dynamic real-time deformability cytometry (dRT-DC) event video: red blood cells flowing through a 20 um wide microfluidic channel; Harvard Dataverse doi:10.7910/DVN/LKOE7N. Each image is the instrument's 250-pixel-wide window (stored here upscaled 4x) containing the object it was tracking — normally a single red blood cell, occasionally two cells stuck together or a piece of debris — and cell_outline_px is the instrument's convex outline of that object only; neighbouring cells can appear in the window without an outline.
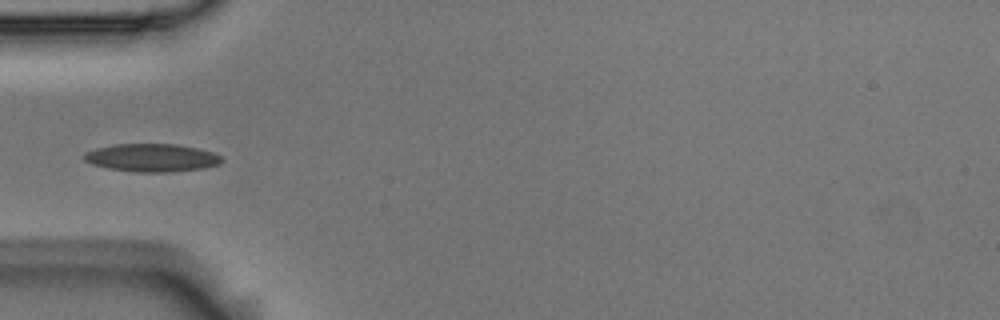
{"species": "Egyptian fruit bat (a non-hibernating species)", "species_latin": "Rousettus aegyptiacus", "temperature_condition": "room temperature", "stored_images_in_passage": 4, "camera_frame_rate_fps": 3000, "um_per_image_px": 0.085, "animal": {"sex": "male"}, "frame": {"image": 1, "passage_image": 2, "time_ms": 0.333, "image_size_px": [1000, 320], "cell_outline_px": [[224, 160], [220, 164], [204, 168], [172, 172], [136, 172], [108, 168], [92, 164], [84, 160], [84, 152], [96, 148], [112, 144], [176, 144], [200, 148], [212, 152], [220, 156]], "centroid_in_image_um": [12.92, 13.4], "position_along_channel_um": 72.1, "area_um2": 22.6}}
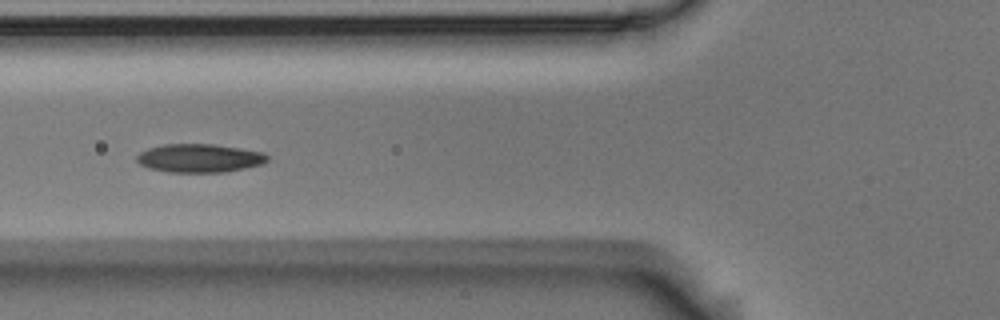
{"frame": {"image": 2, "passage_image": 3, "time_ms": 0.667, "image_size_px": [1000, 320], "cell_outline_px": [[268, 160], [264, 164], [224, 172], [168, 172], [148, 168], [140, 164], [136, 160], [136, 156], [140, 152], [148, 148], [164, 144], [212, 144], [240, 148], [264, 152], [268, 156]], "centroid_in_image_um": [16.95, 13.44], "position_along_channel_um": 108.8, "area_um2": 21.73}}
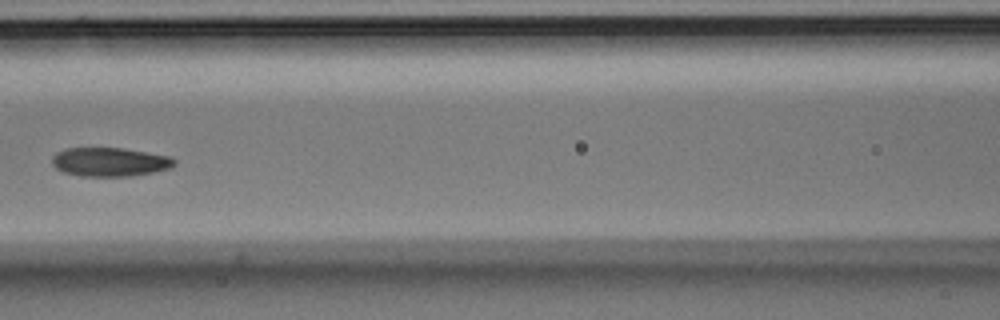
{"frame": {"image": 3, "passage_image": 4, "time_ms": 1.0, "image_size_px": [1000, 320], "cell_outline_px": [[176, 164], [172, 168], [132, 176], [80, 176], [64, 172], [56, 168], [52, 164], [52, 156], [56, 152], [64, 148], [120, 148], [172, 156], [176, 160]], "centroid_in_image_um": [9.34, 13.76], "position_along_channel_um": 157.3, "area_um2": 20.69}}